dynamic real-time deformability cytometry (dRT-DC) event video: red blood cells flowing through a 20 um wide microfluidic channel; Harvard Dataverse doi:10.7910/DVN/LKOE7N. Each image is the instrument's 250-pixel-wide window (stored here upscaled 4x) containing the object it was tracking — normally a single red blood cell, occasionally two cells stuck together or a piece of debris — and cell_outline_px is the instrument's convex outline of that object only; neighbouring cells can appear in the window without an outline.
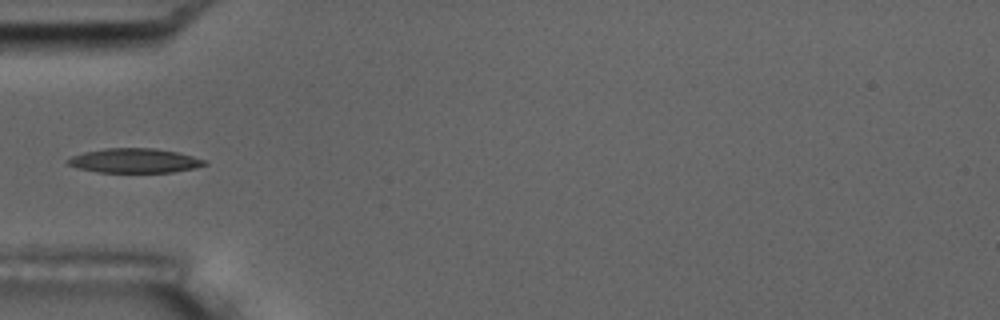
{"species": "common noctule bat (a hibernating species)", "species_latin": "Nyctalus noctula", "temperature_condition": "room temperature", "stored_images_in_passage": 4, "camera_frame_rate_fps": 3000, "um_per_image_px": 0.085, "animal": {"sex": "male", "body_mass_g": 17.5, "forearm_length_mm": 52.3}, "frame": {"image": 1, "passage_image": 4, "time_ms": 4.333, "image_size_px": [1000, 320], "cell_outline_px": [[208, 164], [196, 168], [172, 172], [96, 172], [76, 168], [68, 164], [64, 160], [72, 156], [84, 152], [104, 148], [156, 148], [176, 152], [192, 156], [204, 160]], "centroid_in_image_um": [11.4, 13.65], "position_along_channel_um": 73.6, "area_um2": 19.54}}